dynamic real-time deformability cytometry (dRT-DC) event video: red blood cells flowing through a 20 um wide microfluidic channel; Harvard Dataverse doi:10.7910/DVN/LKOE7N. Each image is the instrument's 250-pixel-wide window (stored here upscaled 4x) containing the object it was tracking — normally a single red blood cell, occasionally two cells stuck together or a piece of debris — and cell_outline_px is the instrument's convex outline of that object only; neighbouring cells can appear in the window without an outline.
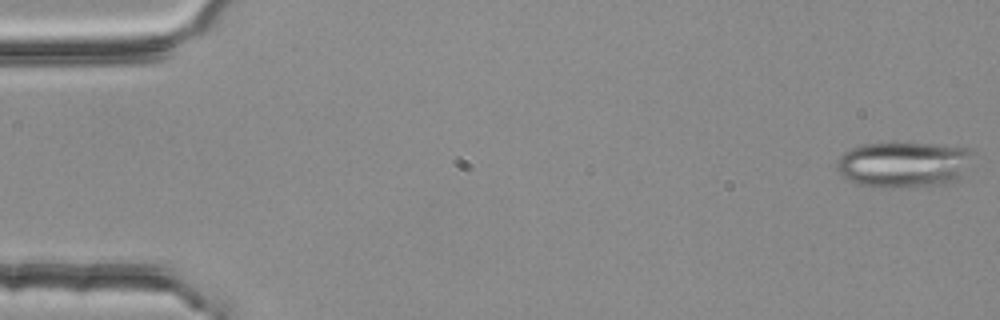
{"species": "common noctule bat (a hibernating species)", "species_latin": "Nyctalus noctula", "temperature_condition": "room temperature", "stored_images_in_passage": 4, "camera_frame_rate_fps": 3000, "um_per_image_px": 0.085, "animal": {"sex": "female", "body_mass_g": 25.1}, "frame": {"image": 1, "passage_image": 1, "time_ms": 0.0, "image_size_px": [1000, 320], "cell_outline_px": [[968, 152], [956, 180], [944, 184], [892, 188], [884, 188], [860, 184], [848, 180], [836, 168], [836, 160], [844, 152], [852, 148], [864, 144], [928, 144], [968, 148]], "centroid_in_image_um": [76.65, 14.0], "position_along_channel_um": 8.4, "area_um2": 34.91}}